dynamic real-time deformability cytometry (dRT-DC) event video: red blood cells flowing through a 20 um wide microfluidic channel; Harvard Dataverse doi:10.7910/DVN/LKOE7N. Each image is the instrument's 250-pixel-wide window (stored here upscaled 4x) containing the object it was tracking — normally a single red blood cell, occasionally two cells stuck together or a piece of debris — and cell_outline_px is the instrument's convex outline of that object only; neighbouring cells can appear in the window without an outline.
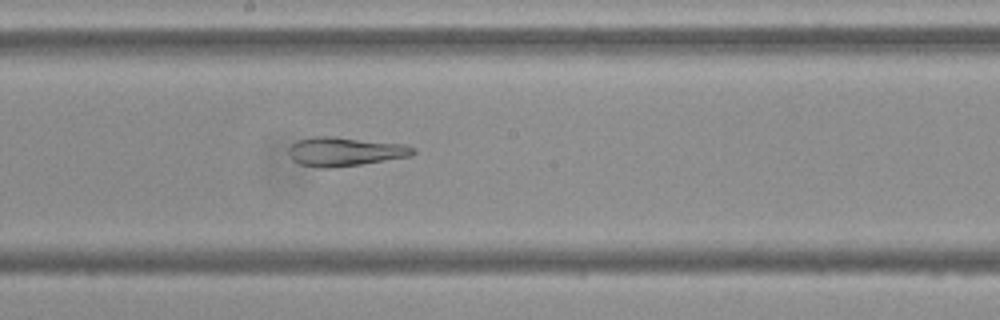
{"species": "Egyptian fruit bat (a non-hibernating species)", "species_latin": "Rousettus aegyptiacus", "temperature_condition": "cold", "stored_images_in_passage": 54, "camera_frame_rate_fps": 3000, "um_per_image_px": 0.085, "frame": {"image": 1, "passage_image": 29, "time_ms": 9.333, "image_size_px": [1000, 320], "cell_outline_px": [[416, 152], [412, 156], [360, 164], [332, 168], [320, 168], [300, 164], [292, 160], [288, 152], [288, 148], [292, 144], [300, 140], [312, 136], [336, 136], [404, 144], [416, 148]], "centroid_in_image_um": [29.33, 12.88], "position_along_channel_um": 218.9, "area_um2": 21.15}}
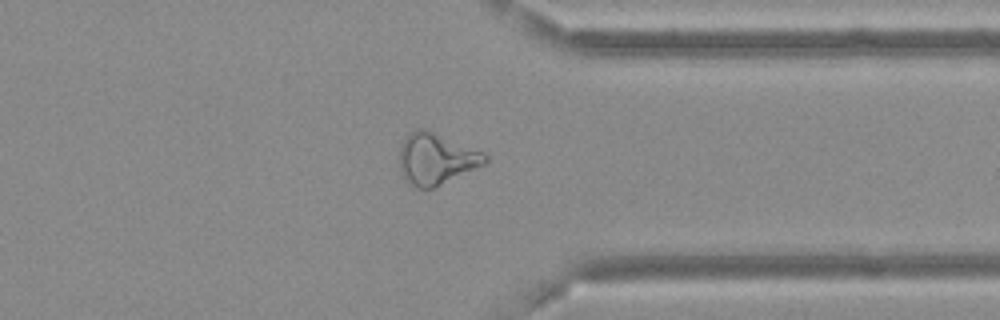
{"frame": {"image": 2, "passage_image": 42, "time_ms": 13.667, "image_size_px": [1000, 320], "cell_outline_px": [[488, 160], [484, 164], [432, 188], [416, 188], [400, 172], [400, 148], [404, 140], [416, 128], [424, 128], [484, 152], [488, 156]], "centroid_in_image_um": [37.08, 13.48], "position_along_channel_um": 374.3, "area_um2": 25.03}}
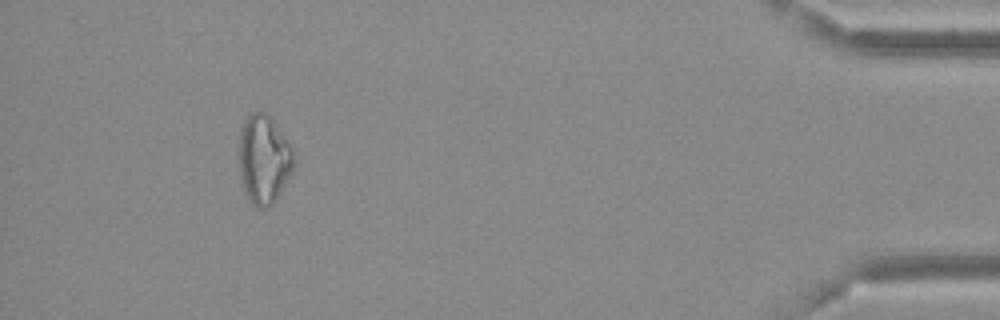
{"frame": {"image": 3, "passage_image": 50, "time_ms": 16.333, "image_size_px": [1000, 320], "cell_outline_px": [[296, 164], [292, 172], [276, 200], [268, 208], [260, 208], [252, 204], [248, 200], [244, 192], [240, 172], [240, 132], [244, 120], [252, 112], [268, 112], [272, 116], [288, 140]], "centroid_in_image_um": [22.45, 13.53], "position_along_channel_um": 412.7, "area_um2": 28.67}, "authors_computed_cell_mechanics": {"area_um2": 26.6747, "velocity_mm_per_s": 3.6725, "shape_relaxation_time_tau1_ms": null, "shape_relaxation_time_tau2_ms": 4.0252, "deformation_change_tau1": null, "deformation_change_tau2": 0.0991}}